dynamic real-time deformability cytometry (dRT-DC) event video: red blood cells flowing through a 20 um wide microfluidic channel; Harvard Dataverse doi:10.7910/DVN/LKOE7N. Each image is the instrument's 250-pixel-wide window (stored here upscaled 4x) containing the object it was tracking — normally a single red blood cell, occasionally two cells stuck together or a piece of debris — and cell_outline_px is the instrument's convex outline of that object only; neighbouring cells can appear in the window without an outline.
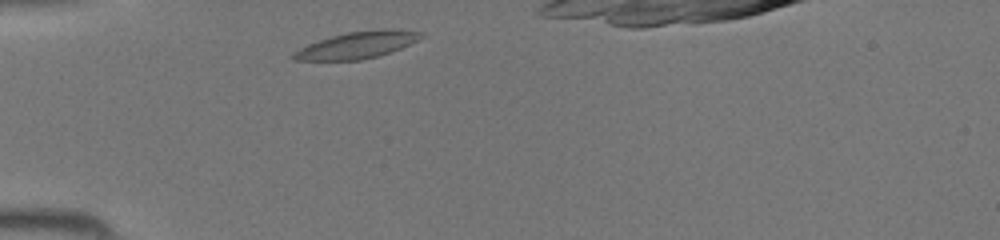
{"species": "common noctule bat (a hibernating species)", "species_latin": "Nyctalus noctula", "temperature_condition": "room temperature", "stored_images_in_passage": 28, "camera_frame_rate_fps": 3000, "um_per_image_px": 0.085, "animal": {"sex": "female", "body_mass_g": 19.5, "forearm_length_mm": 54.1}, "frame": {"image": 1, "passage_image": 2, "time_ms": 0.333, "image_size_px": [1000, 240], "cell_outline_px": [[424, 36], [400, 48], [380, 56], [360, 60], [292, 60], [288, 56], [292, 52], [308, 44], [344, 32], [384, 28], [392, 28], [424, 32]], "centroid_in_image_um": [30.34, 3.82], "position_along_channel_um": 54.7, "area_um2": 20.11}}
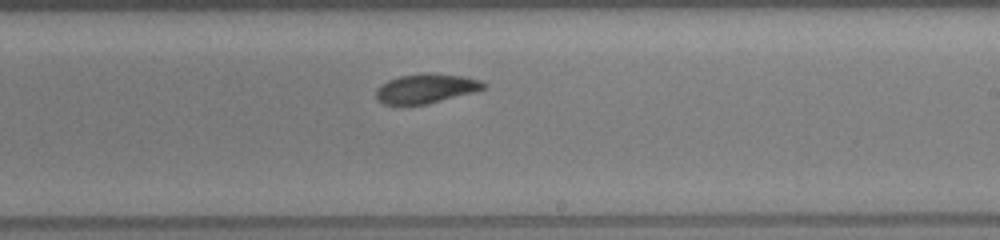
{"frame": {"image": 2, "passage_image": 16, "time_ms": 5.0, "image_size_px": [1000, 240], "cell_outline_px": [[488, 88], [476, 92], [428, 104], [384, 104], [376, 100], [376, 88], [380, 84], [388, 80], [400, 76], [428, 72], [464, 76], [480, 80], [488, 84]], "centroid_in_image_um": [36.25, 7.52], "position_along_channel_um": 252.7, "area_um2": 18.79}}
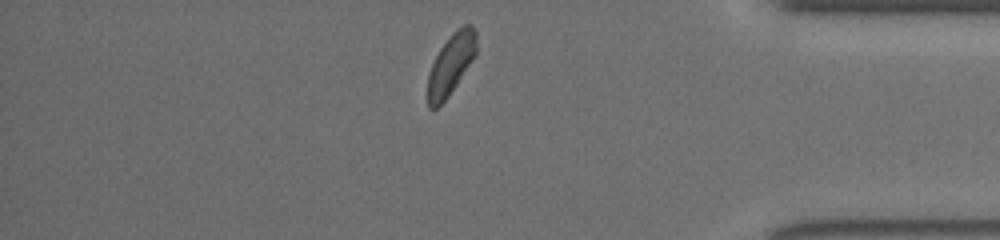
{"frame": {"image": 3, "passage_image": 27, "time_ms": 8.667, "image_size_px": [1000, 240], "cell_outline_px": [[476, 56], [448, 96], [436, 108], [428, 108], [428, 72], [440, 48], [452, 32], [456, 28], [464, 24], [472, 24], [476, 28]], "centroid_in_image_um": [38.35, 5.4], "position_along_channel_um": 396.8, "area_um2": 17.28}}